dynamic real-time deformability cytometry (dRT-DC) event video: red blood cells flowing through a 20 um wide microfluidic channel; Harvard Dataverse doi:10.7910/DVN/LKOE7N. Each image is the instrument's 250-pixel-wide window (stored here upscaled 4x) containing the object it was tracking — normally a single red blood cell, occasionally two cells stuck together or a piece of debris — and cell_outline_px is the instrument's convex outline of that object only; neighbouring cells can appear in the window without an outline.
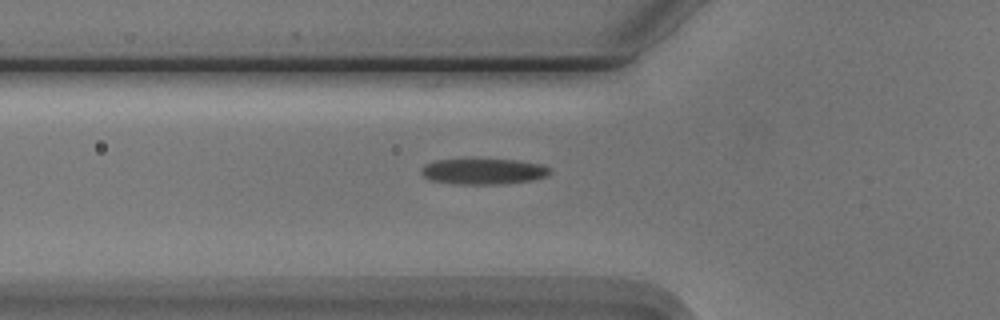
{"species": "Egyptian fruit bat (a non-hibernating species)", "species_latin": "Rousettus aegyptiacus", "temperature_condition": "cold", "stored_images_in_passage": 40, "camera_frame_rate_fps": 3000, "um_per_image_px": 0.085, "animal": {"sex": "male"}, "frame": {"image": 1, "passage_image": 8, "time_ms": 2.333, "image_size_px": [1000, 320], "cell_outline_px": [[552, 172], [548, 176], [532, 180], [500, 184], [452, 184], [432, 180], [424, 176], [420, 172], [420, 168], [424, 164], [436, 160], [516, 160], [540, 164], [552, 168]], "centroid_in_image_um": [41.1, 14.58], "position_along_channel_um": 84.7, "area_um2": 19.31}}
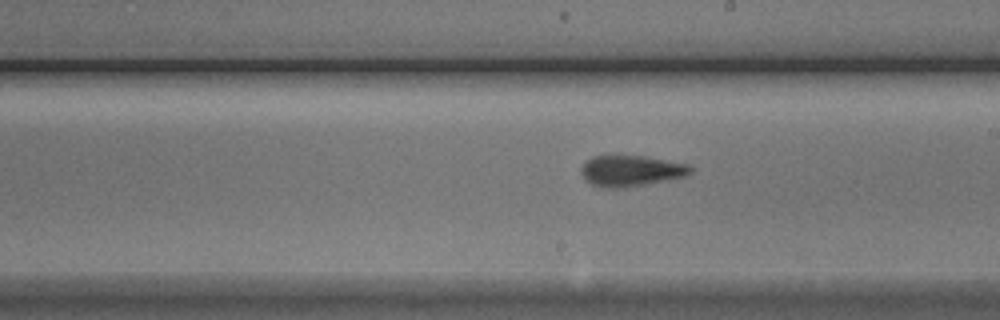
{"frame": {"image": 2, "passage_image": 20, "time_ms": 6.333, "image_size_px": [1000, 320], "cell_outline_px": [[692, 172], [688, 176], [644, 184], [616, 188], [608, 188], [592, 184], [580, 172], [580, 168], [592, 156], [644, 156], [688, 164], [692, 168]], "centroid_in_image_um": [53.67, 14.51], "position_along_channel_um": 235.3, "area_um2": 19.36}}
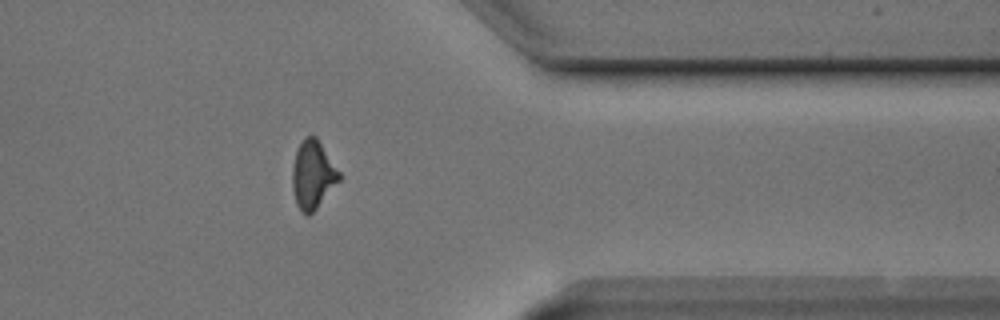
{"frame": {"image": 3, "passage_image": 33, "time_ms": 10.667, "image_size_px": [1000, 320], "cell_outline_px": [[340, 180], [316, 208], [308, 216], [300, 212], [296, 204], [292, 188], [292, 168], [296, 152], [304, 136], [316, 136], [340, 172]], "centroid_in_image_um": [26.57, 14.86], "position_along_channel_um": 384.8, "area_um2": 18.5}}